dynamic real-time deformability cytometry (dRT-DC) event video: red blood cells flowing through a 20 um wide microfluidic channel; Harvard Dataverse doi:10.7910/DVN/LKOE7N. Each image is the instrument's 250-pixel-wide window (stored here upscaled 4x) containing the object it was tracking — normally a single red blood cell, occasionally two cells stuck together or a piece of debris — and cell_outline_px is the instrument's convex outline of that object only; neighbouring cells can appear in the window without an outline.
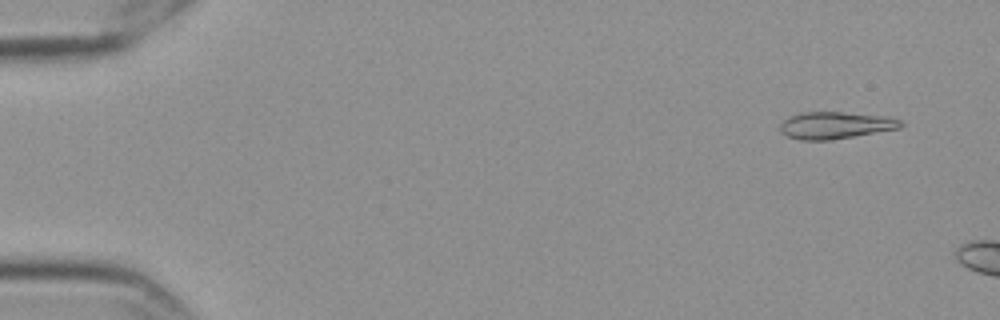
{"species": "Egyptian fruit bat (a non-hibernating species)", "species_latin": "Rousettus aegyptiacus", "temperature_condition": "cold", "stored_images_in_passage": 9, "camera_frame_rate_fps": 3000, "um_per_image_px": 0.085, "frame": {"image": 1, "passage_image": 4, "time_ms": 1.0, "image_size_px": [1000, 320], "cell_outline_px": [[904, 124], [900, 128], [832, 140], [800, 140], [788, 136], [780, 132], [780, 124], [788, 116], [804, 112], [840, 112], [888, 116], [900, 120]], "centroid_in_image_um": [71.0, 10.65], "position_along_channel_um": 14.0, "area_um2": 19.02}}